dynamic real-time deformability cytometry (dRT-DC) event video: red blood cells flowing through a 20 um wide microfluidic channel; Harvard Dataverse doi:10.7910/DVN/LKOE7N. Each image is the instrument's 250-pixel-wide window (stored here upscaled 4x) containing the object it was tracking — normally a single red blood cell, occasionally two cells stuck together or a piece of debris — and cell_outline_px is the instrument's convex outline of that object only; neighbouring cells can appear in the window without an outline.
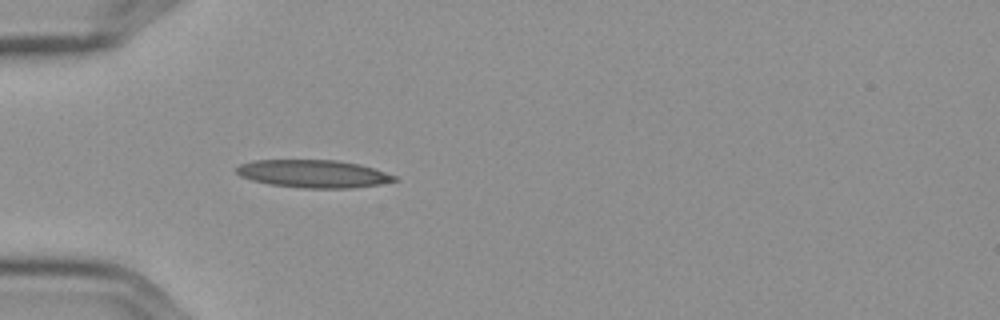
{"species": "Egyptian fruit bat (a non-hibernating species)", "species_latin": "Rousettus aegyptiacus", "temperature_condition": "cold", "stored_images_in_passage": 4, "camera_frame_rate_fps": 3000, "um_per_image_px": 0.085, "frame": {"image": 1, "passage_image": 4, "time_ms": 1.0, "image_size_px": [1000, 320], "cell_outline_px": [[400, 180], [380, 184], [352, 188], [304, 188], [268, 184], [252, 180], [240, 176], [236, 172], [236, 168], [240, 164], [252, 160], [336, 160], [360, 164], [396, 176]], "centroid_in_image_um": [26.63, 14.77], "position_along_channel_um": 58.4, "area_um2": 25.61}}